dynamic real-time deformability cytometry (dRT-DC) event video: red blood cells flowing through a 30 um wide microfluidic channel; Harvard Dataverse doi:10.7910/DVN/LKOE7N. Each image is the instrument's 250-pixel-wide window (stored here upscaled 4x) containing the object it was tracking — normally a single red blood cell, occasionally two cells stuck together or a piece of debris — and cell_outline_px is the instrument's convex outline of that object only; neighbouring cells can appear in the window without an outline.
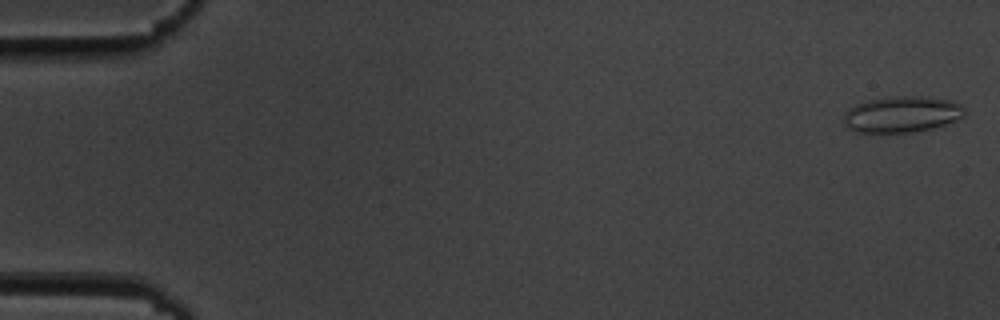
{"species": "common noctule bat (a hibernating species)", "species_latin": "Nyctalus noctula", "temperature_condition": "cold", "stored_images_in_passage": 55, "camera_frame_rate_fps": 3000, "um_per_image_px": 0.085, "animal": {"sex": "male", "body_mass_g": 19.5, "forearm_length_mm": 54.6}, "frame": {"image": 1, "passage_image": 1, "time_ms": 0.0, "image_size_px": [1000, 320], "cell_outline_px": [[964, 116], [956, 120], [944, 124], [916, 132], [856, 132], [848, 128], [844, 124], [844, 112], [848, 108], [856, 104], [868, 100], [896, 96], [920, 96], [948, 100], [960, 104], [964, 108]], "centroid_in_image_um": [76.62, 9.72], "position_along_channel_um": 8.4, "area_um2": 25.32}}
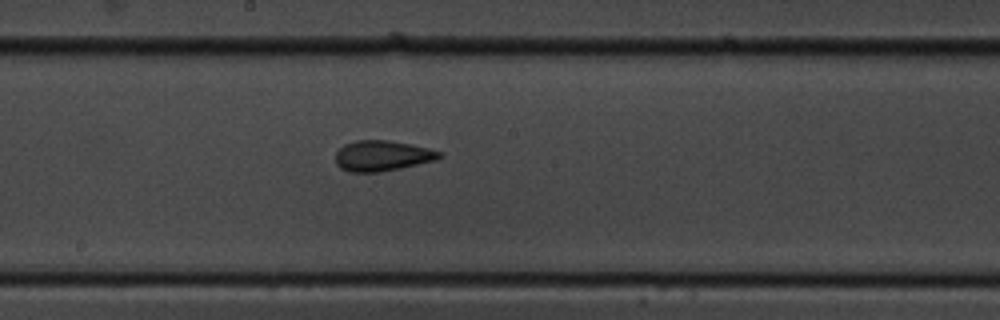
{"frame": {"image": 2, "passage_image": 30, "time_ms": 9.667, "image_size_px": [1000, 320], "cell_outline_px": [[440, 156], [436, 160], [400, 168], [380, 172], [348, 172], [340, 168], [336, 164], [336, 152], [344, 144], [356, 140], [388, 140], [428, 148], [440, 152]], "centroid_in_image_um": [32.43, 13.24], "position_along_channel_um": 215.8, "area_um2": 18.32}}
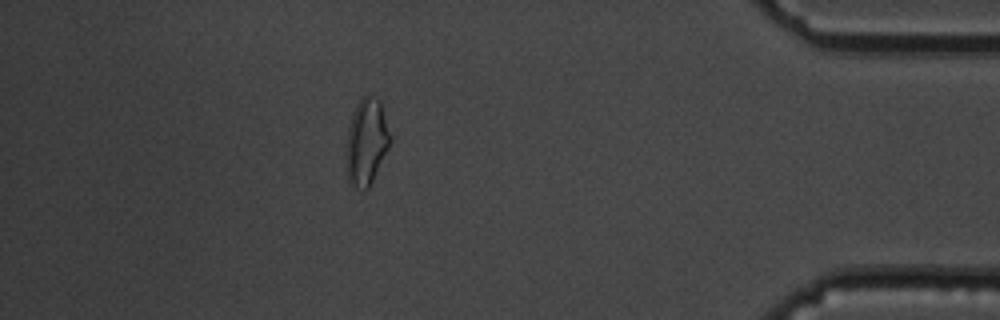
{"frame": {"image": 3, "passage_image": 49, "time_ms": 16.0, "image_size_px": [1000, 320], "cell_outline_px": [[392, 140], [368, 188], [364, 188], [352, 184], [348, 180], [344, 152], [348, 128], [352, 112], [356, 104], [364, 92], [368, 92], [380, 100], [392, 136]], "centroid_in_image_um": [31.14, 11.94], "position_along_channel_um": 404.1, "area_um2": 22.54}, "authors_computed_cell_mechanics": {"area_um2": 19.2474, "velocity_mm_per_s": 3.6249, "shape_relaxation_time_tau1_ms": 6.2615, "shape_relaxation_time_tau2_ms": 2.2053, "deformation_change_tau1": 0.1124, "deformation_change_tau2": 0.0831}}